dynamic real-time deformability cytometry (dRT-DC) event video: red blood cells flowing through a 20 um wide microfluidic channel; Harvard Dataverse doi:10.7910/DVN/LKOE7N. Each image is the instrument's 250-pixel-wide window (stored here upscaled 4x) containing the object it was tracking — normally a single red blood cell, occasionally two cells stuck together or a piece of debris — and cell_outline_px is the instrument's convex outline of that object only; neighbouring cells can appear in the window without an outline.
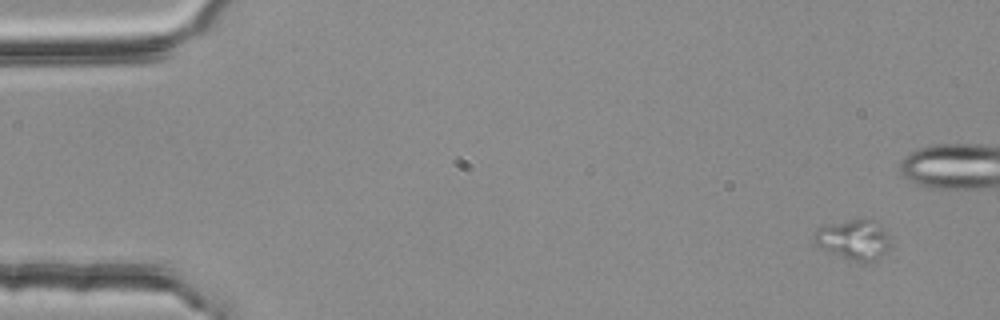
{"species": "common noctule bat (a hibernating species)", "species_latin": "Nyctalus noctula", "temperature_condition": "room temperature", "stored_images_in_passage": 6, "camera_frame_rate_fps": 3000, "um_per_image_px": 0.085, "animal": {"sex": "female", "body_mass_g": 25.1}, "frame": {"image": 1, "passage_image": 1, "time_ms": 0.0, "image_size_px": [1000, 320], "cell_outline_px": [[888, 248], [876, 260], [848, 260], [824, 248], [812, 236], [812, 232], [820, 228], [832, 224], [864, 216], [872, 220], [884, 228], [888, 232]], "centroid_in_image_um": [72.6, 20.32], "position_along_channel_um": 12.4, "area_um2": 17.22}}
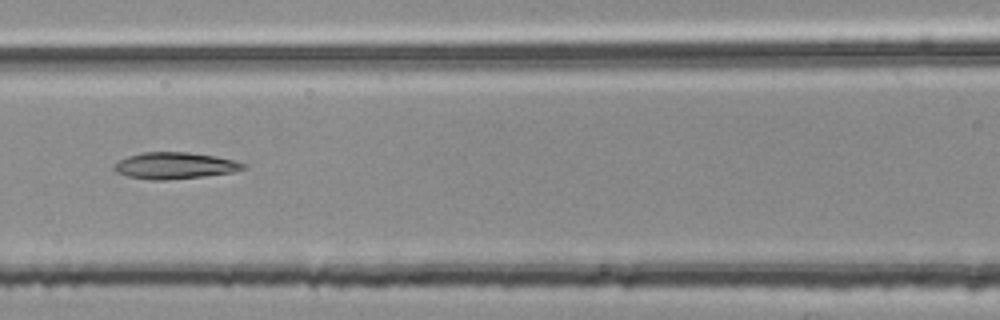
{"frame": {"image": 2, "passage_image": 6, "time_ms": 1.667, "image_size_px": [1000, 320], "cell_outline_px": [[248, 168], [232, 172], [204, 176], [164, 180], [148, 180], [128, 176], [116, 172], [112, 168], [120, 160], [128, 156], [144, 152], [188, 152], [216, 156], [248, 164]], "centroid_in_image_um": [14.88, 14.08], "position_along_channel_um": 151.7, "area_um2": 19.94}}